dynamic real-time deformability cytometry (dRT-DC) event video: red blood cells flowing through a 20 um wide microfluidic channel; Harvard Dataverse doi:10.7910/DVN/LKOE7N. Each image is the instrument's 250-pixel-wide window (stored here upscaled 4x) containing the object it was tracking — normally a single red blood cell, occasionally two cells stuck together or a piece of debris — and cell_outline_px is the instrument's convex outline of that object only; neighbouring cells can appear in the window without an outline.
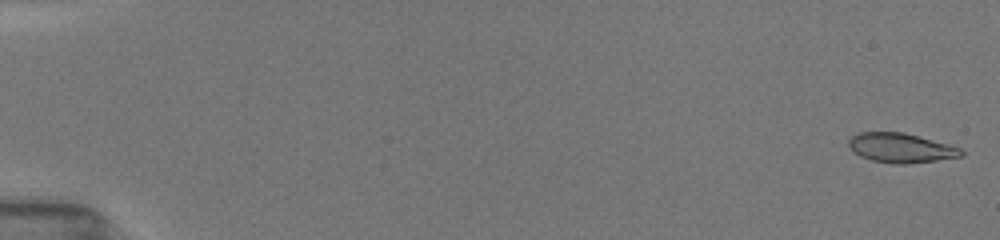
{"species": "common noctule bat (a hibernating species)", "species_latin": "Nyctalus noctula", "temperature_condition": "room temperature", "stored_images_in_passage": 31, "camera_frame_rate_fps": 3000, "um_per_image_px": 0.085, "animal": {"sex": "female", "body_mass_g": 19.5, "forearm_length_mm": 54.1}, "frame": {"image": 1, "passage_image": 1, "time_ms": 0.0, "image_size_px": [1000, 240], "cell_outline_px": [[964, 156], [936, 160], [904, 164], [892, 164], [872, 160], [860, 156], [848, 148], [848, 140], [852, 136], [860, 132], [904, 132], [948, 144], [960, 148], [964, 152]], "centroid_in_image_um": [76.55, 12.57], "position_along_channel_um": 8.4, "area_um2": 19.36}}
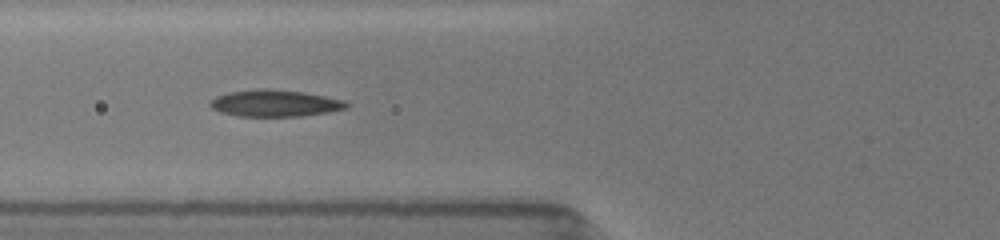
{"frame": {"image": 2, "passage_image": 20, "time_ms": 6.667, "image_size_px": [1000, 240], "cell_outline_px": [[348, 108], [328, 112], [300, 116], [236, 116], [220, 112], [212, 108], [208, 104], [216, 96], [228, 92], [256, 88], [268, 88], [304, 92], [344, 100], [348, 104]], "centroid_in_image_um": [23.34, 8.77], "position_along_channel_um": 102.5, "area_um2": 21.33}}
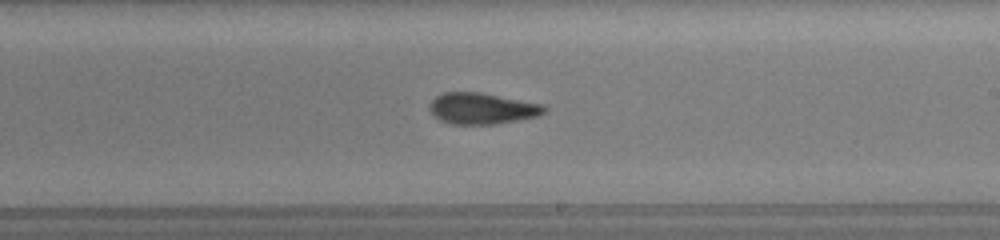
{"frame": {"image": 3, "passage_image": 31, "time_ms": 10.333, "image_size_px": [1000, 240], "cell_outline_px": [[548, 108], [540, 116], [496, 124], [452, 124], [440, 120], [428, 108], [432, 100], [436, 96], [444, 92], [480, 92], [544, 104]], "centroid_in_image_um": [41.01, 9.22], "position_along_channel_um": 248.0, "area_um2": 20.92}}